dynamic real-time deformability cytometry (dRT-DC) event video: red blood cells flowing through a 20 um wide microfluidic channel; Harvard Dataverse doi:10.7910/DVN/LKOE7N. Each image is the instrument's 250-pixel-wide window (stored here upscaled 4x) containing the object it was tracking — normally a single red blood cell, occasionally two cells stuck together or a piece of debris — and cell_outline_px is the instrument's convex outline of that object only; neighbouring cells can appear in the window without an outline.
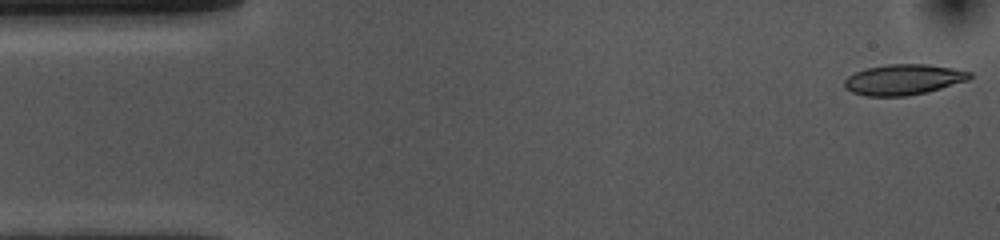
{"species": "common noctule bat (a hibernating species)", "species_latin": "Nyctalus noctula", "temperature_condition": "cold", "stored_images_in_passage": 52, "camera_frame_rate_fps": 3000, "um_per_image_px": 0.085, "animal": {"sex": "female", "body_mass_g": 10.0, "forearm_length_mm": 53.1}, "frame": {"image": 1, "passage_image": 1, "time_ms": 0.0, "image_size_px": [1000, 240], "cell_outline_px": [[972, 76], [968, 80], [928, 92], [908, 96], [864, 96], [852, 92], [844, 88], [844, 80], [848, 76], [856, 72], [868, 68], [888, 64], [928, 64], [952, 68], [972, 72]], "centroid_in_image_um": [76.79, 6.77], "position_along_channel_um": 8.2, "area_um2": 22.37}}
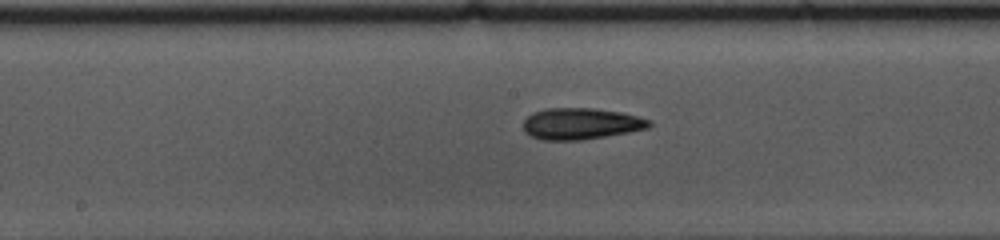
{"frame": {"image": 2, "passage_image": 25, "time_ms": 8.0, "image_size_px": [1000, 240], "cell_outline_px": [[652, 124], [648, 128], [628, 132], [580, 140], [540, 140], [524, 132], [524, 120], [532, 112], [544, 108], [592, 108], [620, 112], [652, 120]], "centroid_in_image_um": [49.35, 10.51], "position_along_channel_um": 198.8, "area_um2": 23.0}}
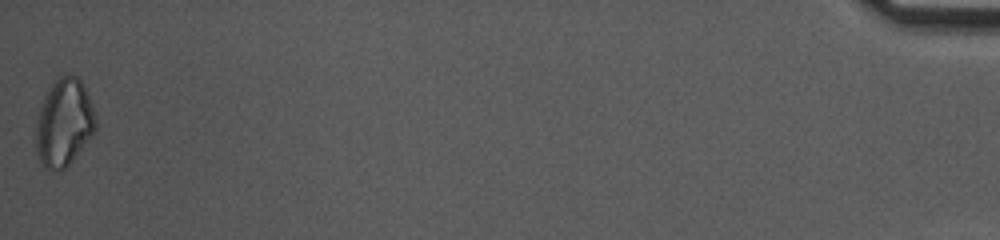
{"frame": {"image": 3, "passage_image": 52, "time_ms": 17.0, "image_size_px": [1000, 240], "cell_outline_px": [[96, 128], [92, 136], [72, 160], [60, 172], [48, 172], [44, 168], [36, 152], [36, 120], [44, 96], [56, 76], [64, 72], [68, 72], [76, 76], [84, 84], [96, 112]], "centroid_in_image_um": [5.44, 10.4], "position_along_channel_um": 429.8, "area_um2": 31.21}, "authors_computed_cell_mechanics": {"area_um2": 22.3397, "velocity_mm_per_s": 3.7144, "shape_relaxation_time_tau1_ms": 6.1288, "shape_relaxation_time_tau2_ms": 6.8282, "deformation_change_tau1": 0.1283, "deformation_change_tau2": 0.1515}}